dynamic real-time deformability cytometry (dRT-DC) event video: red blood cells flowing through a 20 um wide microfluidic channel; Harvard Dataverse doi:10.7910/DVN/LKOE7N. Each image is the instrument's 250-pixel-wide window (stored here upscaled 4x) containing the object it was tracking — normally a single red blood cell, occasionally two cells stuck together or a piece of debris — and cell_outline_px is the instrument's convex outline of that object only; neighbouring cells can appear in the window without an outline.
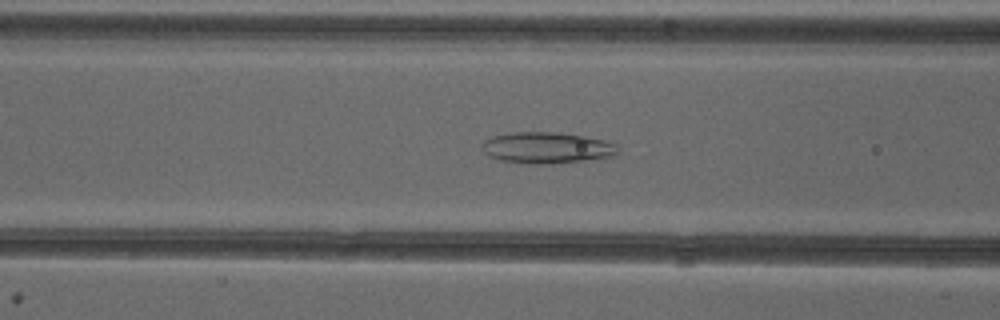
{"species": "common noctule bat (a hibernating species)", "species_latin": "Nyctalus noctula", "temperature_condition": "cold", "stored_images_in_passage": 44, "camera_frame_rate_fps": 3000, "um_per_image_px": 0.085, "animal": {"sex": "female"}, "frame": {"image": 1, "passage_image": 13, "time_ms": 4.0, "image_size_px": [1000, 320], "cell_outline_px": [[620, 152], [604, 160], [544, 164], [532, 164], [500, 160], [488, 156], [480, 148], [480, 144], [484, 140], [492, 136], [512, 132], [552, 132], [584, 136], [604, 140], [616, 144]], "centroid_in_image_um": [46.51, 12.58], "position_along_channel_um": 120.1, "area_um2": 25.32}}
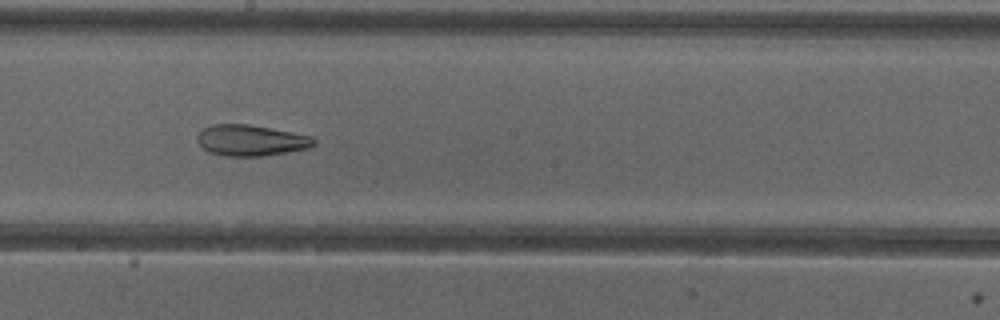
{"frame": {"image": 2, "passage_image": 21, "time_ms": 6.667, "image_size_px": [1000, 320], "cell_outline_px": [[316, 144], [308, 148], [260, 156], [224, 156], [212, 152], [204, 148], [196, 140], [196, 136], [204, 128], [212, 124], [248, 124], [292, 132], [312, 136], [316, 140]], "centroid_in_image_um": [21.33, 11.92], "position_along_channel_um": 226.9, "area_um2": 20.87}}
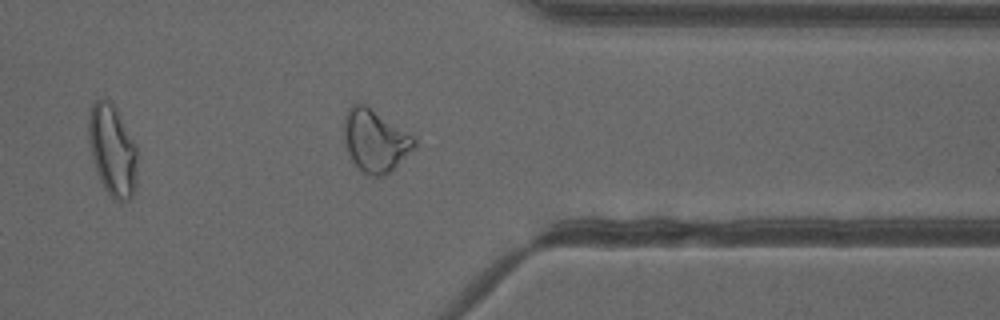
{"frame": {"image": 3, "passage_image": 33, "time_ms": 10.667, "image_size_px": [1000, 320], "cell_outline_px": [[416, 148], [396, 168], [384, 176], [368, 176], [352, 160], [344, 144], [344, 116], [348, 108], [352, 104], [364, 104], [412, 136], [416, 140]], "centroid_in_image_um": [31.89, 11.99], "position_along_channel_um": 379.5, "area_um2": 25.37}, "authors_computed_cell_mechanics": {"area_um2": 25.6921, "velocity_mm_per_s": 3.9877, "shape_relaxation_time_tau1_ms": null, "shape_relaxation_time_tau2_ms": 3.066, "deformation_change_tau1": null, "deformation_change_tau2": 0.1083}}